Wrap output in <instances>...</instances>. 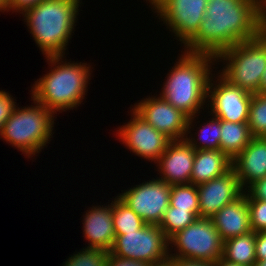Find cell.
Instances as JSON below:
<instances>
[{"instance_id":"1","label":"cell","mask_w":266,"mask_h":266,"mask_svg":"<svg viewBox=\"0 0 266 266\" xmlns=\"http://www.w3.org/2000/svg\"><path fill=\"white\" fill-rule=\"evenodd\" d=\"M265 30L262 0H207L204 19L184 51L216 57Z\"/></svg>"},{"instance_id":"2","label":"cell","mask_w":266,"mask_h":266,"mask_svg":"<svg viewBox=\"0 0 266 266\" xmlns=\"http://www.w3.org/2000/svg\"><path fill=\"white\" fill-rule=\"evenodd\" d=\"M214 62H217L214 56L183 51L169 70L160 97L189 118L197 117L207 103V86Z\"/></svg>"},{"instance_id":"3","label":"cell","mask_w":266,"mask_h":266,"mask_svg":"<svg viewBox=\"0 0 266 266\" xmlns=\"http://www.w3.org/2000/svg\"><path fill=\"white\" fill-rule=\"evenodd\" d=\"M62 58V55L47 56L45 59L51 64V70L37 79L31 87L32 100L54 114L77 108L84 99L91 80L92 70L89 64L74 63L75 61L66 63Z\"/></svg>"},{"instance_id":"4","label":"cell","mask_w":266,"mask_h":266,"mask_svg":"<svg viewBox=\"0 0 266 266\" xmlns=\"http://www.w3.org/2000/svg\"><path fill=\"white\" fill-rule=\"evenodd\" d=\"M80 4L71 0H43L22 15L42 54L64 56L74 33Z\"/></svg>"},{"instance_id":"5","label":"cell","mask_w":266,"mask_h":266,"mask_svg":"<svg viewBox=\"0 0 266 266\" xmlns=\"http://www.w3.org/2000/svg\"><path fill=\"white\" fill-rule=\"evenodd\" d=\"M36 106H16L2 127L0 138L22 151L26 158L42 151L52 138L55 114L34 101Z\"/></svg>"},{"instance_id":"6","label":"cell","mask_w":266,"mask_h":266,"mask_svg":"<svg viewBox=\"0 0 266 266\" xmlns=\"http://www.w3.org/2000/svg\"><path fill=\"white\" fill-rule=\"evenodd\" d=\"M215 59L226 61L219 74L229 84L260 94V82L266 69V30L255 39L227 48Z\"/></svg>"},{"instance_id":"7","label":"cell","mask_w":266,"mask_h":266,"mask_svg":"<svg viewBox=\"0 0 266 266\" xmlns=\"http://www.w3.org/2000/svg\"><path fill=\"white\" fill-rule=\"evenodd\" d=\"M169 244L178 252L170 253L169 257L213 263L222 257L223 240L210 218H197L184 230L173 235Z\"/></svg>"},{"instance_id":"8","label":"cell","mask_w":266,"mask_h":266,"mask_svg":"<svg viewBox=\"0 0 266 266\" xmlns=\"http://www.w3.org/2000/svg\"><path fill=\"white\" fill-rule=\"evenodd\" d=\"M169 248V239L159 225L145 224L137 231L115 235L114 244L109 252L121 258L153 265L169 259Z\"/></svg>"},{"instance_id":"9","label":"cell","mask_w":266,"mask_h":266,"mask_svg":"<svg viewBox=\"0 0 266 266\" xmlns=\"http://www.w3.org/2000/svg\"><path fill=\"white\" fill-rule=\"evenodd\" d=\"M159 19L184 45L197 33L204 19L207 0H146ZM172 29V30H171Z\"/></svg>"},{"instance_id":"10","label":"cell","mask_w":266,"mask_h":266,"mask_svg":"<svg viewBox=\"0 0 266 266\" xmlns=\"http://www.w3.org/2000/svg\"><path fill=\"white\" fill-rule=\"evenodd\" d=\"M158 178L144 181L117 195L150 225H159L170 205L171 186Z\"/></svg>"},{"instance_id":"11","label":"cell","mask_w":266,"mask_h":266,"mask_svg":"<svg viewBox=\"0 0 266 266\" xmlns=\"http://www.w3.org/2000/svg\"><path fill=\"white\" fill-rule=\"evenodd\" d=\"M132 107L141 118L172 140H182L191 133L195 116L189 118L160 96H149Z\"/></svg>"},{"instance_id":"12","label":"cell","mask_w":266,"mask_h":266,"mask_svg":"<svg viewBox=\"0 0 266 266\" xmlns=\"http://www.w3.org/2000/svg\"><path fill=\"white\" fill-rule=\"evenodd\" d=\"M217 76L215 82L212 74L207 86V102H210L207 105L211 110L209 112L220 120L237 123L248 122L249 106L253 94L229 84L220 75Z\"/></svg>"},{"instance_id":"13","label":"cell","mask_w":266,"mask_h":266,"mask_svg":"<svg viewBox=\"0 0 266 266\" xmlns=\"http://www.w3.org/2000/svg\"><path fill=\"white\" fill-rule=\"evenodd\" d=\"M130 112L132 113L130 121L117 130L118 139H121L122 144L138 157L155 163L167 149L172 139L157 131L133 109Z\"/></svg>"},{"instance_id":"14","label":"cell","mask_w":266,"mask_h":266,"mask_svg":"<svg viewBox=\"0 0 266 266\" xmlns=\"http://www.w3.org/2000/svg\"><path fill=\"white\" fill-rule=\"evenodd\" d=\"M199 218H212L222 207L244 194L233 168L221 176L197 185Z\"/></svg>"},{"instance_id":"15","label":"cell","mask_w":266,"mask_h":266,"mask_svg":"<svg viewBox=\"0 0 266 266\" xmlns=\"http://www.w3.org/2000/svg\"><path fill=\"white\" fill-rule=\"evenodd\" d=\"M194 158L195 149L185 139L172 140L155 162L161 174L159 179L170 186L190 184Z\"/></svg>"},{"instance_id":"16","label":"cell","mask_w":266,"mask_h":266,"mask_svg":"<svg viewBox=\"0 0 266 266\" xmlns=\"http://www.w3.org/2000/svg\"><path fill=\"white\" fill-rule=\"evenodd\" d=\"M232 168L244 191L255 181L266 177V137H253L232 160Z\"/></svg>"},{"instance_id":"17","label":"cell","mask_w":266,"mask_h":266,"mask_svg":"<svg viewBox=\"0 0 266 266\" xmlns=\"http://www.w3.org/2000/svg\"><path fill=\"white\" fill-rule=\"evenodd\" d=\"M111 204V205H110ZM108 206H92L83 218V234L88 240L87 248L110 251L115 240L113 225V201Z\"/></svg>"},{"instance_id":"18","label":"cell","mask_w":266,"mask_h":266,"mask_svg":"<svg viewBox=\"0 0 266 266\" xmlns=\"http://www.w3.org/2000/svg\"><path fill=\"white\" fill-rule=\"evenodd\" d=\"M214 227L223 241L251 232L246 195L222 207L212 218Z\"/></svg>"},{"instance_id":"19","label":"cell","mask_w":266,"mask_h":266,"mask_svg":"<svg viewBox=\"0 0 266 266\" xmlns=\"http://www.w3.org/2000/svg\"><path fill=\"white\" fill-rule=\"evenodd\" d=\"M231 168L232 160L221 150H195L190 184L208 182Z\"/></svg>"},{"instance_id":"20","label":"cell","mask_w":266,"mask_h":266,"mask_svg":"<svg viewBox=\"0 0 266 266\" xmlns=\"http://www.w3.org/2000/svg\"><path fill=\"white\" fill-rule=\"evenodd\" d=\"M256 233L254 231L223 241L222 258L243 265L253 266L256 262Z\"/></svg>"},{"instance_id":"21","label":"cell","mask_w":266,"mask_h":266,"mask_svg":"<svg viewBox=\"0 0 266 266\" xmlns=\"http://www.w3.org/2000/svg\"><path fill=\"white\" fill-rule=\"evenodd\" d=\"M220 150L233 160L251 141L248 122L221 120Z\"/></svg>"},{"instance_id":"22","label":"cell","mask_w":266,"mask_h":266,"mask_svg":"<svg viewBox=\"0 0 266 266\" xmlns=\"http://www.w3.org/2000/svg\"><path fill=\"white\" fill-rule=\"evenodd\" d=\"M146 223L118 196L113 201V225L115 235H123L126 232L137 231Z\"/></svg>"},{"instance_id":"23","label":"cell","mask_w":266,"mask_h":266,"mask_svg":"<svg viewBox=\"0 0 266 266\" xmlns=\"http://www.w3.org/2000/svg\"><path fill=\"white\" fill-rule=\"evenodd\" d=\"M207 122L202 126L203 128L199 127L198 139L192 138L193 134L191 137L186 135L184 139L195 150H220L221 120L212 115L211 120ZM197 140H200L199 143Z\"/></svg>"},{"instance_id":"24","label":"cell","mask_w":266,"mask_h":266,"mask_svg":"<svg viewBox=\"0 0 266 266\" xmlns=\"http://www.w3.org/2000/svg\"><path fill=\"white\" fill-rule=\"evenodd\" d=\"M199 216L193 210H182L177 207L168 206L159 227L170 239L177 232L184 230L192 224Z\"/></svg>"},{"instance_id":"25","label":"cell","mask_w":266,"mask_h":266,"mask_svg":"<svg viewBox=\"0 0 266 266\" xmlns=\"http://www.w3.org/2000/svg\"><path fill=\"white\" fill-rule=\"evenodd\" d=\"M170 205L182 210H193L199 216L197 185H173L170 190Z\"/></svg>"},{"instance_id":"26","label":"cell","mask_w":266,"mask_h":266,"mask_svg":"<svg viewBox=\"0 0 266 266\" xmlns=\"http://www.w3.org/2000/svg\"><path fill=\"white\" fill-rule=\"evenodd\" d=\"M248 125L253 137H266V94H253Z\"/></svg>"},{"instance_id":"27","label":"cell","mask_w":266,"mask_h":266,"mask_svg":"<svg viewBox=\"0 0 266 266\" xmlns=\"http://www.w3.org/2000/svg\"><path fill=\"white\" fill-rule=\"evenodd\" d=\"M109 251L97 248H83L65 261L64 266H107Z\"/></svg>"},{"instance_id":"28","label":"cell","mask_w":266,"mask_h":266,"mask_svg":"<svg viewBox=\"0 0 266 266\" xmlns=\"http://www.w3.org/2000/svg\"><path fill=\"white\" fill-rule=\"evenodd\" d=\"M247 198L250 227L255 233L266 231V201L252 199L245 191Z\"/></svg>"},{"instance_id":"29","label":"cell","mask_w":266,"mask_h":266,"mask_svg":"<svg viewBox=\"0 0 266 266\" xmlns=\"http://www.w3.org/2000/svg\"><path fill=\"white\" fill-rule=\"evenodd\" d=\"M8 92L0 90V133L5 122L11 117L17 104Z\"/></svg>"},{"instance_id":"30","label":"cell","mask_w":266,"mask_h":266,"mask_svg":"<svg viewBox=\"0 0 266 266\" xmlns=\"http://www.w3.org/2000/svg\"><path fill=\"white\" fill-rule=\"evenodd\" d=\"M246 190L252 199L266 201V177L255 181Z\"/></svg>"},{"instance_id":"31","label":"cell","mask_w":266,"mask_h":266,"mask_svg":"<svg viewBox=\"0 0 266 266\" xmlns=\"http://www.w3.org/2000/svg\"><path fill=\"white\" fill-rule=\"evenodd\" d=\"M107 266H151V264L143 261L121 258L109 252Z\"/></svg>"},{"instance_id":"32","label":"cell","mask_w":266,"mask_h":266,"mask_svg":"<svg viewBox=\"0 0 266 266\" xmlns=\"http://www.w3.org/2000/svg\"><path fill=\"white\" fill-rule=\"evenodd\" d=\"M43 0H7L8 11L20 12L22 14L26 9L37 5Z\"/></svg>"},{"instance_id":"33","label":"cell","mask_w":266,"mask_h":266,"mask_svg":"<svg viewBox=\"0 0 266 266\" xmlns=\"http://www.w3.org/2000/svg\"><path fill=\"white\" fill-rule=\"evenodd\" d=\"M255 252L256 260H266V231L256 233Z\"/></svg>"},{"instance_id":"34","label":"cell","mask_w":266,"mask_h":266,"mask_svg":"<svg viewBox=\"0 0 266 266\" xmlns=\"http://www.w3.org/2000/svg\"><path fill=\"white\" fill-rule=\"evenodd\" d=\"M168 261L172 266H214L213 262L197 261L179 257H169Z\"/></svg>"},{"instance_id":"35","label":"cell","mask_w":266,"mask_h":266,"mask_svg":"<svg viewBox=\"0 0 266 266\" xmlns=\"http://www.w3.org/2000/svg\"><path fill=\"white\" fill-rule=\"evenodd\" d=\"M214 266H243V265L229 262V261L225 260L224 258L220 257L218 260H216L214 262Z\"/></svg>"},{"instance_id":"36","label":"cell","mask_w":266,"mask_h":266,"mask_svg":"<svg viewBox=\"0 0 266 266\" xmlns=\"http://www.w3.org/2000/svg\"><path fill=\"white\" fill-rule=\"evenodd\" d=\"M260 94H266V69L260 82Z\"/></svg>"},{"instance_id":"37","label":"cell","mask_w":266,"mask_h":266,"mask_svg":"<svg viewBox=\"0 0 266 266\" xmlns=\"http://www.w3.org/2000/svg\"><path fill=\"white\" fill-rule=\"evenodd\" d=\"M0 11L1 12H4V11L8 12L7 0H0Z\"/></svg>"},{"instance_id":"38","label":"cell","mask_w":266,"mask_h":266,"mask_svg":"<svg viewBox=\"0 0 266 266\" xmlns=\"http://www.w3.org/2000/svg\"><path fill=\"white\" fill-rule=\"evenodd\" d=\"M262 7H263V21H264V26L266 28V0H262Z\"/></svg>"},{"instance_id":"39","label":"cell","mask_w":266,"mask_h":266,"mask_svg":"<svg viewBox=\"0 0 266 266\" xmlns=\"http://www.w3.org/2000/svg\"><path fill=\"white\" fill-rule=\"evenodd\" d=\"M253 266H266V260H256Z\"/></svg>"},{"instance_id":"40","label":"cell","mask_w":266,"mask_h":266,"mask_svg":"<svg viewBox=\"0 0 266 266\" xmlns=\"http://www.w3.org/2000/svg\"><path fill=\"white\" fill-rule=\"evenodd\" d=\"M151 266H172V264L167 260L158 264H153Z\"/></svg>"},{"instance_id":"41","label":"cell","mask_w":266,"mask_h":266,"mask_svg":"<svg viewBox=\"0 0 266 266\" xmlns=\"http://www.w3.org/2000/svg\"><path fill=\"white\" fill-rule=\"evenodd\" d=\"M71 1H74V2L81 4L80 0H71Z\"/></svg>"}]
</instances>
